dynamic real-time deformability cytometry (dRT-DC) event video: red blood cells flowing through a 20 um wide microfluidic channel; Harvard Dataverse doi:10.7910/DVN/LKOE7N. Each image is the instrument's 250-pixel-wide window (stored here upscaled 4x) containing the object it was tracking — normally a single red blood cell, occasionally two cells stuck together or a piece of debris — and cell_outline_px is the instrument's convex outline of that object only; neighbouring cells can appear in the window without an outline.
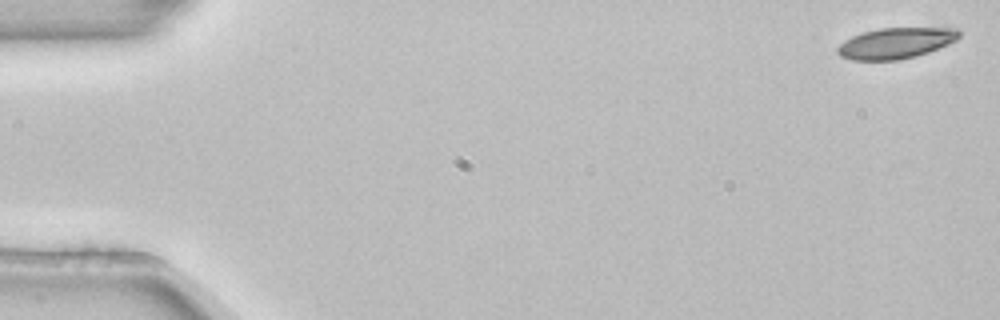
{"species": "common noctule bat (a hibernating species)", "species_latin": "Nyctalus noctula", "temperature_condition": "room temperature", "stored_images_in_passage": 6, "camera_frame_rate_fps": 3000, "um_per_image_px": 0.085, "animal": {"sex": "female", "body_mass_g": 22.7, "forearm_length_mm": 54.2}, "frame": {"image": 1, "passage_image": 1, "time_ms": 0.0, "image_size_px": [1000, 320], "cell_outline_px": [[960, 36], [956, 40], [948, 44], [928, 52], [916, 56], [900, 60], [852, 60], [840, 56], [836, 52], [836, 48], [844, 40], [852, 36], [864, 32], [880, 28], [956, 28], [960, 32]], "centroid_in_image_um": [76.12, 3.67], "position_along_channel_um": 8.9, "area_um2": 21.85}}
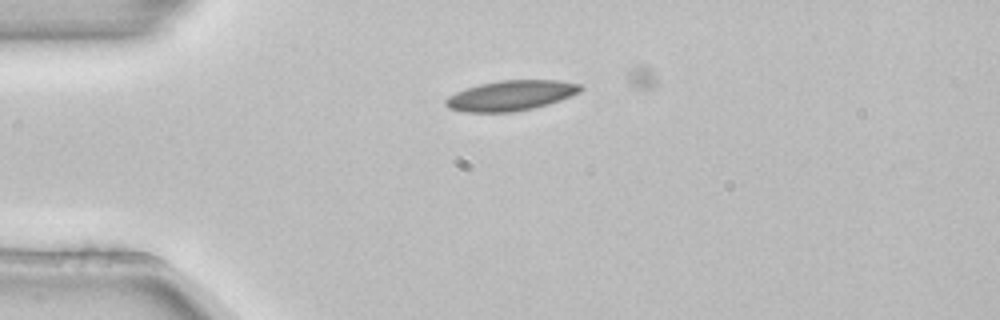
{"frame": {"image": 2, "passage_image": 4, "time_ms": 1.0, "image_size_px": [1000, 320], "cell_outline_px": [[584, 88], [580, 92], [560, 100], [548, 104], [532, 108], [512, 112], [464, 112], [448, 108], [444, 104], [444, 100], [448, 96], [456, 92], [480, 84], [500, 80], [560, 80], [580, 84]], "centroid_in_image_um": [43.42, 8.12], "position_along_channel_um": 41.6, "area_um2": 23.7}}